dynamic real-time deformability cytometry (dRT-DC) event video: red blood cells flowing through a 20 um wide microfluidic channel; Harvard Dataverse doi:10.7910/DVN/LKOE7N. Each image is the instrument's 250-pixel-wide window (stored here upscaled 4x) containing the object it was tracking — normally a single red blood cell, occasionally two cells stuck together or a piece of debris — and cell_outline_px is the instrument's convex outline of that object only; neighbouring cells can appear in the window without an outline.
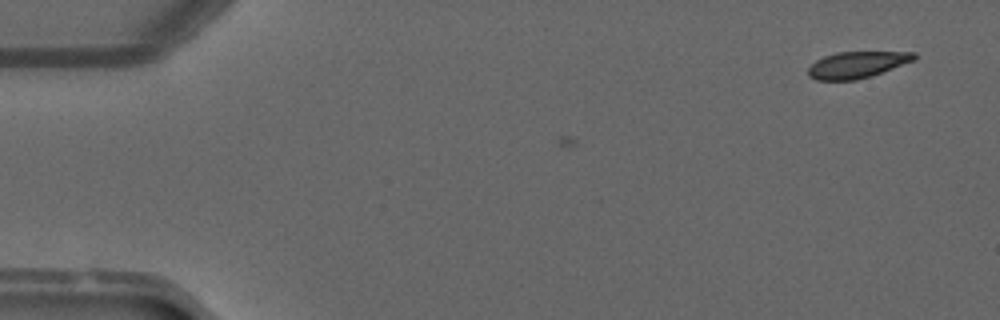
{"species": "common noctule bat (a hibernating species)", "species_latin": "Nyctalus noctula", "temperature_condition": "warm", "stored_images_in_passage": 6, "camera_frame_rate_fps": 3000, "um_per_image_px": 0.085, "animal": {"sex": "male", "forearm_length_mm": 52.5}, "frame": {"image": 1, "passage_image": 6, "time_ms": 1.667, "image_size_px": [1000, 320], "cell_outline_px": [[916, 60], [856, 80], [816, 80], [808, 76], [808, 68], [816, 60], [824, 56], [836, 52], [916, 52]], "centroid_in_image_um": [72.82, 5.5], "position_along_channel_um": 12.2, "area_um2": 16.18}}